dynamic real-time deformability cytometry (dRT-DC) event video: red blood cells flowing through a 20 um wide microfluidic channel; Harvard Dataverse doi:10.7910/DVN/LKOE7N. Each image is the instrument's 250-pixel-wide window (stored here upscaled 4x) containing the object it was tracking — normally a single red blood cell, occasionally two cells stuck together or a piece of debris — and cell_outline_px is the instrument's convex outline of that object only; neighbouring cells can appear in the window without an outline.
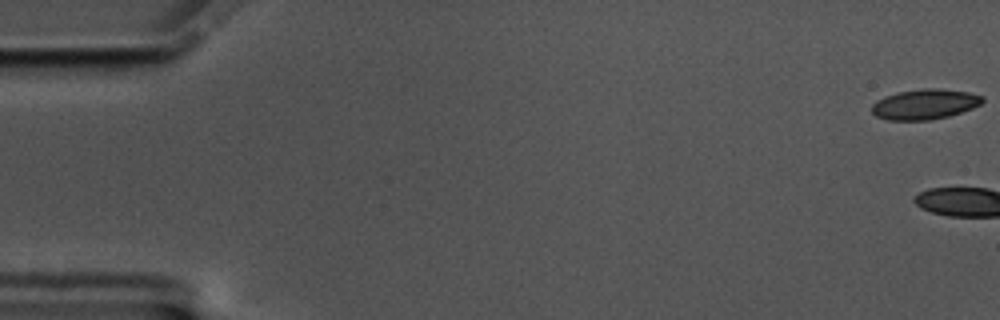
{"species": "common noctule bat (a hibernating species)", "species_latin": "Nyctalus noctula", "temperature_condition": "cold", "stored_images_in_passage": 3, "camera_frame_rate_fps": 3000, "um_per_image_px": 0.085, "animal": {"sex": "male", "body_mass_g": 17.5, "forearm_length_mm": 52.3}, "frame": {"image": 1, "passage_image": 1, "time_ms": 0.0, "image_size_px": [1000, 320], "cell_outline_px": [[984, 100], [980, 104], [972, 108], [948, 116], [932, 120], [888, 120], [876, 116], [872, 112], [872, 104], [876, 100], [884, 96], [900, 92], [920, 88], [936, 88], [968, 92], [984, 96]], "centroid_in_image_um": [78.59, 8.86], "position_along_channel_um": 6.4, "area_um2": 19.48}}